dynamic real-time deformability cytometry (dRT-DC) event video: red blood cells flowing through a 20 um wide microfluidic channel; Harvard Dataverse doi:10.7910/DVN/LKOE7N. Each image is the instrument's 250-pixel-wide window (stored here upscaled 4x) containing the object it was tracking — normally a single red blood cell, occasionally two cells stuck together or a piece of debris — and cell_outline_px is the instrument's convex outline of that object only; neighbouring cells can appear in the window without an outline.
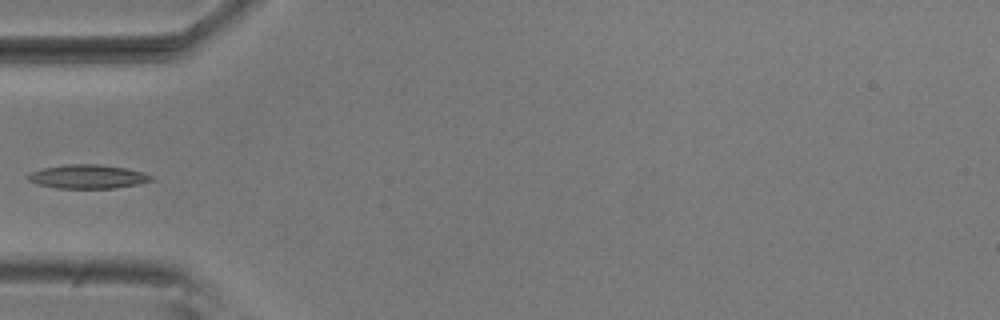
{"species": "common noctule bat (a hibernating species)", "species_latin": "Nyctalus noctula", "temperature_condition": "room temperature", "stored_images_in_passage": 5, "camera_frame_rate_fps": 3000, "um_per_image_px": 0.085, "animal": {"sex": "male", "body_mass_g": 20.5, "forearm_length_mm": 52.5}, "frame": {"image": 1, "passage_image": 4, "time_ms": 1.0, "image_size_px": [1000, 320], "cell_outline_px": [[156, 180], [140, 184], [112, 188], [56, 188], [40, 184], [28, 180], [24, 176], [32, 172], [44, 168], [68, 164], [100, 164], [124, 168], [144, 172], [152, 176]], "centroid_in_image_um": [7.5, 15.01], "position_along_channel_um": 77.5, "area_um2": 17.11}}
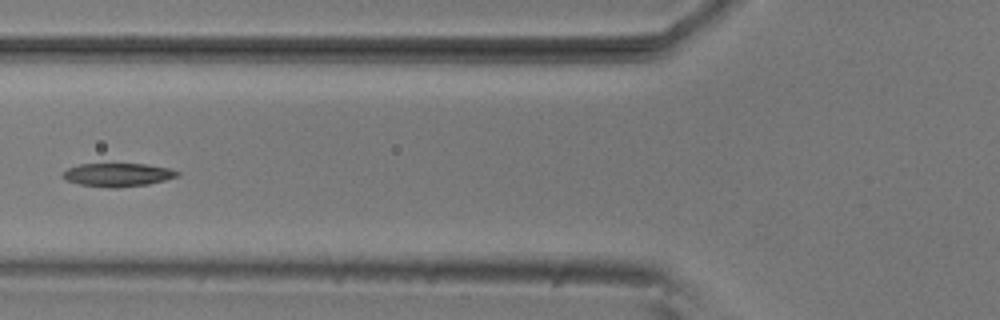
{"frame": {"image": 2, "passage_image": 5, "time_ms": 1.333, "image_size_px": [1000, 320], "cell_outline_px": [[180, 176], [148, 184], [116, 188], [108, 188], [80, 184], [64, 180], [60, 176], [68, 168], [80, 164], [144, 164], [168, 168], [180, 172]], "centroid_in_image_um": [9.99, 14.86], "position_along_channel_um": 115.8, "area_um2": 15.61}}